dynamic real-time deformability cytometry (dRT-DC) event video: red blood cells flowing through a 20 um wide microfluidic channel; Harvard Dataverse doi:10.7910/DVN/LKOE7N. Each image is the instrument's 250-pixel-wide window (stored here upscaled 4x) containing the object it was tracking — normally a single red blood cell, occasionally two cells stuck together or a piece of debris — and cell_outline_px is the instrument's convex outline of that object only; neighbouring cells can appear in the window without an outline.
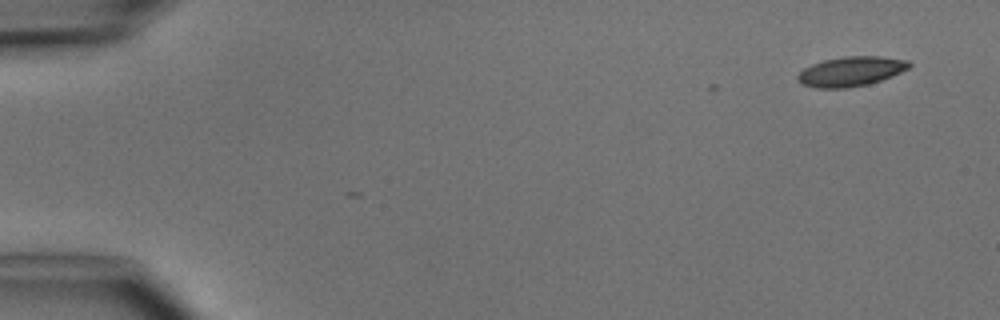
{"species": "common noctule bat (a hibernating species)", "species_latin": "Nyctalus noctula", "temperature_condition": "cold", "stored_images_in_passage": 5, "camera_frame_rate_fps": 3000, "um_per_image_px": 0.085, "animal": {"sex": "male", "body_mass_g": 15.6}, "frame": {"image": 1, "passage_image": 1, "time_ms": 0.0, "image_size_px": [1000, 320], "cell_outline_px": [[912, 64], [908, 68], [892, 76], [868, 84], [844, 88], [816, 88], [804, 84], [796, 80], [796, 76], [804, 68], [812, 64], [824, 60], [844, 56], [880, 56], [908, 60]], "centroid_in_image_um": [72.32, 6.06], "position_along_channel_um": 12.7, "area_um2": 19.19}}
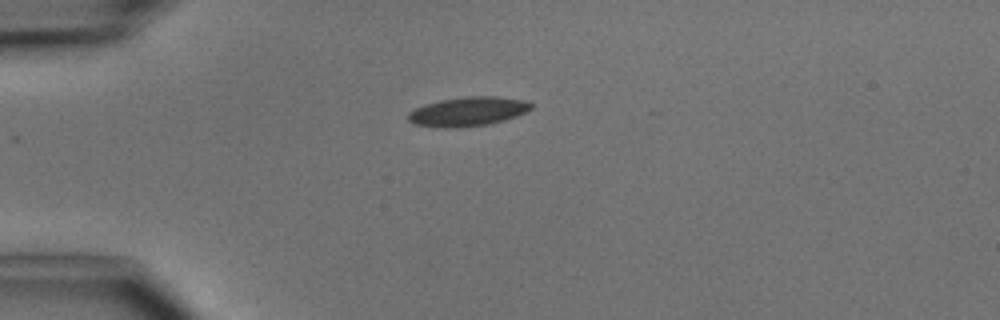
{"frame": {"image": 2, "passage_image": 3, "time_ms": 3.333, "image_size_px": [1000, 320], "cell_outline_px": [[532, 108], [516, 116], [504, 120], [488, 124], [456, 128], [444, 128], [416, 124], [408, 120], [408, 112], [424, 104], [440, 100], [464, 96], [496, 96], [528, 100], [532, 104]], "centroid_in_image_um": [39.78, 9.47], "position_along_channel_um": 45.2, "area_um2": 20.98}}